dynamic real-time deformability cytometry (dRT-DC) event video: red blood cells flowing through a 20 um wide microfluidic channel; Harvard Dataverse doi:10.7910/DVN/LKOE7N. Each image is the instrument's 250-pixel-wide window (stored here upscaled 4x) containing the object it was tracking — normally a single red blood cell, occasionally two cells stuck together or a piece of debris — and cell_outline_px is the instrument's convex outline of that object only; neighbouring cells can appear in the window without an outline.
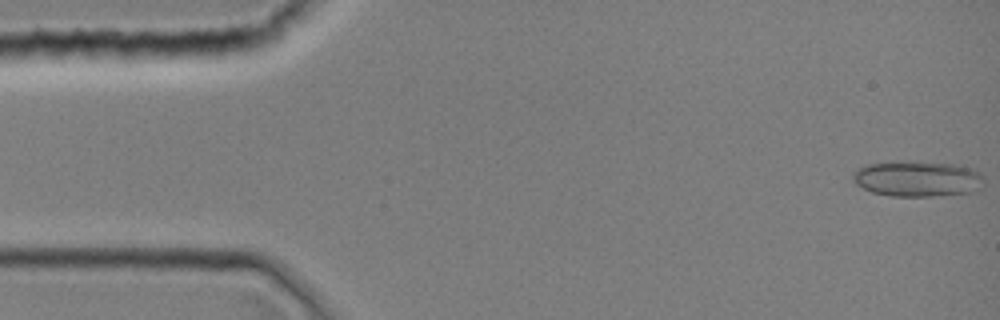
{"species": "common noctule bat (a hibernating species)", "species_latin": "Nyctalus noctula", "temperature_condition": "room temperature", "stored_images_in_passage": 9, "camera_frame_rate_fps": 3000, "um_per_image_px": 0.085, "animal": {"sex": "female", "body_mass_g": 19.0, "forearm_length_mm": 51.5}, "frame": {"image": 1, "passage_image": 1, "time_ms": 0.0, "image_size_px": [1000, 320], "cell_outline_px": [[984, 180], [980, 188], [972, 192], [932, 196], [892, 196], [872, 192], [856, 184], [852, 180], [852, 176], [856, 168], [868, 164], [908, 160], [912, 160], [952, 164], [976, 168], [980, 172]], "centroid_in_image_um": [77.99, 15.17], "position_along_channel_um": 7.0, "area_um2": 27.63}}
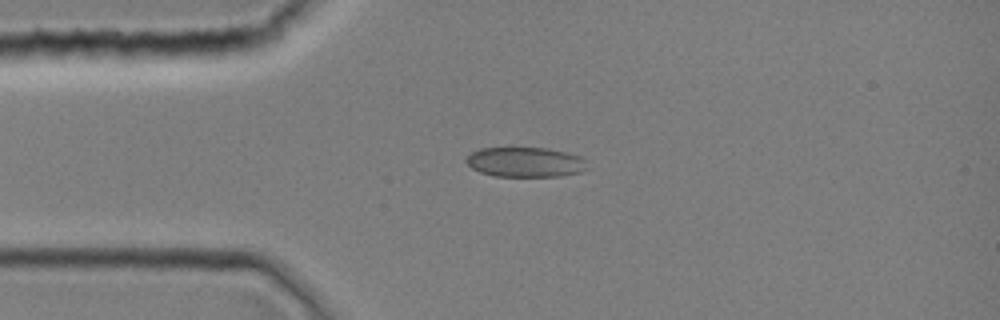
{"frame": {"image": 2, "passage_image": 9, "time_ms": 2.667, "image_size_px": [1000, 320], "cell_outline_px": [[588, 168], [580, 172], [560, 176], [492, 176], [480, 172], [472, 168], [464, 160], [472, 152], [480, 148], [512, 144], [548, 148], [580, 156], [584, 160]], "centroid_in_image_um": [44.59, 13.72], "position_along_channel_um": 40.4, "area_um2": 21.96}}